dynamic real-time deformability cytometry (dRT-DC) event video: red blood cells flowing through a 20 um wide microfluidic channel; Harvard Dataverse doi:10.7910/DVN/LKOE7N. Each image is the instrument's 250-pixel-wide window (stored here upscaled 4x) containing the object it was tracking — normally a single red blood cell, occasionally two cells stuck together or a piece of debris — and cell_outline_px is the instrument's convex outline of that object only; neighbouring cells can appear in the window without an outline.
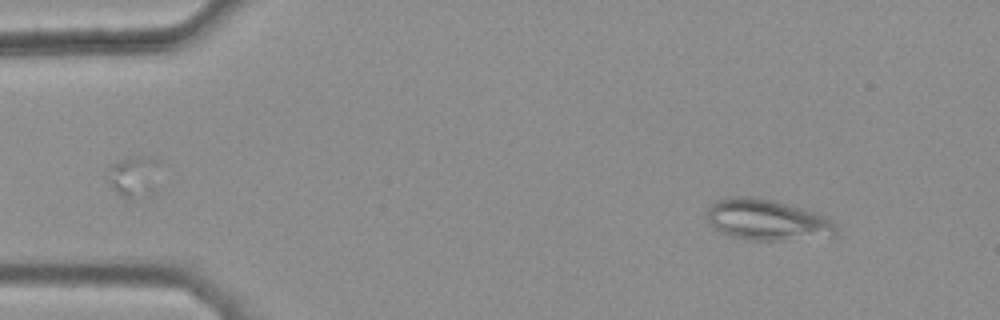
{"species": "common noctule bat (a hibernating species)", "species_latin": "Nyctalus noctula", "temperature_condition": "warm", "stored_images_in_passage": 44, "camera_frame_rate_fps": 3000, "um_per_image_px": 0.085, "animal": {"sex": "female", "body_mass_g": 25.1}, "frame": {"image": 1, "passage_image": 5, "time_ms": 1.333, "image_size_px": [1000, 320], "cell_outline_px": [[836, 236], [780, 240], [748, 240], [732, 236], [712, 228], [708, 224], [704, 216], [708, 208], [716, 200], [732, 196], [752, 196], [788, 204], [812, 212], [832, 220], [836, 224]], "centroid_in_image_um": [65.13, 18.69], "position_along_channel_um": 19.9, "area_um2": 30.87}}
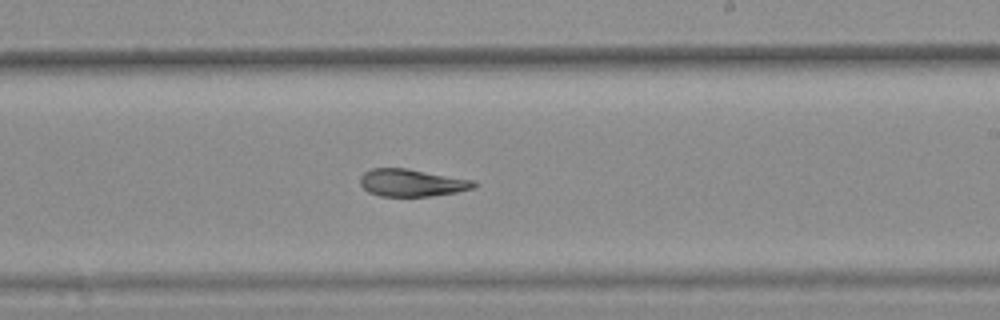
{"frame": {"image": 2, "passage_image": 30, "time_ms": 9.667, "image_size_px": [1000, 320], "cell_outline_px": [[476, 188], [456, 192], [432, 196], [380, 196], [368, 192], [360, 184], [360, 176], [364, 172], [372, 168], [408, 168], [476, 180]], "centroid_in_image_um": [35.03, 15.53], "position_along_channel_um": 254.0, "area_um2": 18.38}}
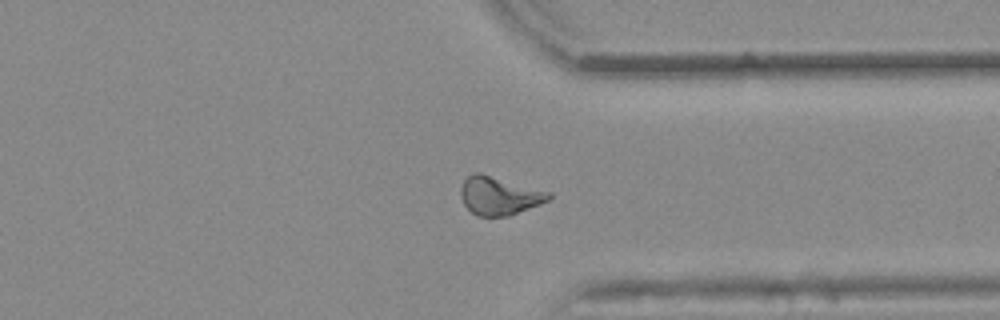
{"frame": {"image": 3, "passage_image": 39, "time_ms": 12.667, "image_size_px": [1000, 320], "cell_outline_px": [[552, 196], [548, 200], [540, 204], [508, 216], [476, 216], [464, 204], [460, 196], [460, 188], [464, 180], [468, 176], [476, 172], [480, 172], [552, 192]], "centroid_in_image_um": [42.43, 16.63], "position_along_channel_um": 369.0, "area_um2": 19.71}, "authors_computed_cell_mechanics": {"area_um2": 19.652, "velocity_mm_per_s": 3.8542, "shape_relaxation_time_tau1_ms": null, "shape_relaxation_time_tau2_ms": 6.7837, "deformation_change_tau1": null, "deformation_change_tau2": 0.1543}}